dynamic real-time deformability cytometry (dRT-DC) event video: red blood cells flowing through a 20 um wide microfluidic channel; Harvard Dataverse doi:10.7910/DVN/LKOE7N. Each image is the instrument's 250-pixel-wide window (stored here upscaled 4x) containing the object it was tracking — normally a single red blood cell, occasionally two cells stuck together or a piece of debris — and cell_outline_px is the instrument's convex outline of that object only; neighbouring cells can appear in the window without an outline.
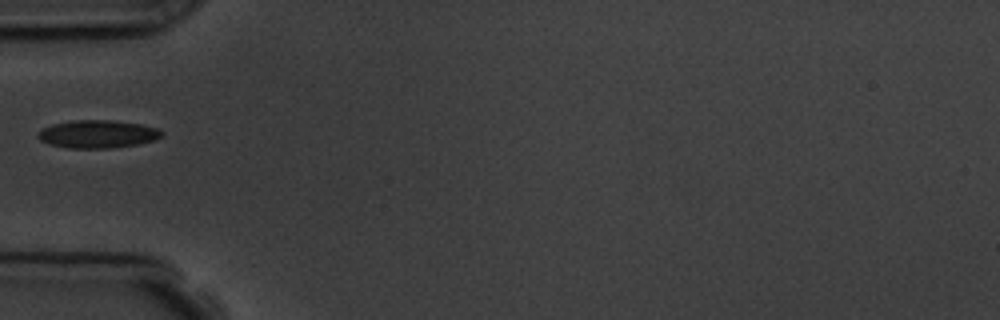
{"species": "common noctule bat (a hibernating species)", "species_latin": "Nyctalus noctula", "temperature_condition": "room temperature", "stored_images_in_passage": 4, "camera_frame_rate_fps": 3000, "um_per_image_px": 0.085, "animal": {"sex": "male", "body_mass_g": 19.5, "forearm_length_mm": 54.6}, "frame": {"image": 1, "passage_image": 1, "time_ms": 0.0, "image_size_px": [1000, 320], "cell_outline_px": [[164, 132], [156, 140], [136, 144], [112, 148], [68, 148], [52, 144], [40, 140], [36, 136], [36, 132], [52, 124], [72, 120], [108, 120], [140, 124], [160, 128]], "centroid_in_image_um": [8.3, 11.39], "position_along_channel_um": 76.7, "area_um2": 20.11}}